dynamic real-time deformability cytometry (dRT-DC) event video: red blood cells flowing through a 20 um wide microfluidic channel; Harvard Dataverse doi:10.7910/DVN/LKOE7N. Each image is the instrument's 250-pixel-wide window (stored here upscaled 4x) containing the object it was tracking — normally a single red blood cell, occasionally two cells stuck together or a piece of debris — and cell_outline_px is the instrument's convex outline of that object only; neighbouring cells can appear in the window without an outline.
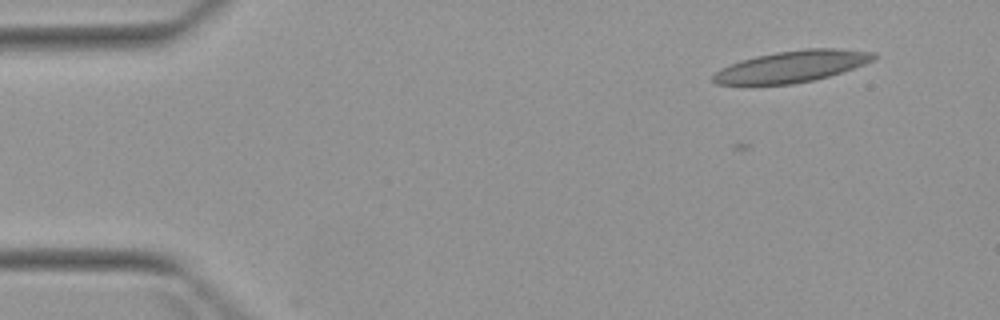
{"species": "Egyptian fruit bat (a non-hibernating species)", "species_latin": "Rousettus aegyptiacus", "temperature_condition": "warm", "stored_images_in_passage": 6, "camera_frame_rate_fps": 3000, "um_per_image_px": 0.085, "animal": {"sex": "female"}, "frame": {"image": 1, "passage_image": 1, "time_ms": 0.0, "image_size_px": [1000, 320], "cell_outline_px": [[880, 56], [864, 64], [816, 80], [792, 84], [752, 88], [716, 84], [712, 80], [712, 76], [720, 68], [740, 60], [756, 56], [776, 52], [804, 48], [832, 48], [876, 52]], "centroid_in_image_um": [67.2, 5.7], "position_along_channel_um": 17.8, "area_um2": 30.52}}
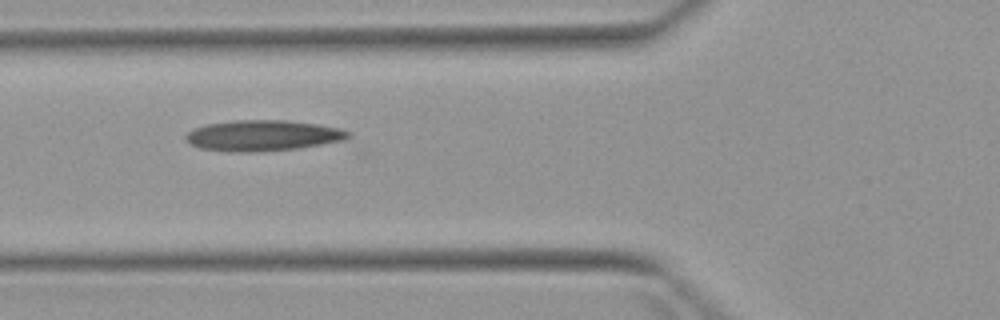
{"frame": {"image": 2, "passage_image": 4, "time_ms": 4.667, "image_size_px": [1000, 320], "cell_outline_px": [[352, 136], [344, 140], [300, 148], [248, 152], [240, 152], [200, 148], [184, 140], [184, 136], [188, 132], [196, 128], [208, 124], [236, 120], [288, 120], [316, 124], [340, 128], [352, 132]], "centroid_in_image_um": [22.39, 11.51], "position_along_channel_um": 103.4, "area_um2": 29.02}}
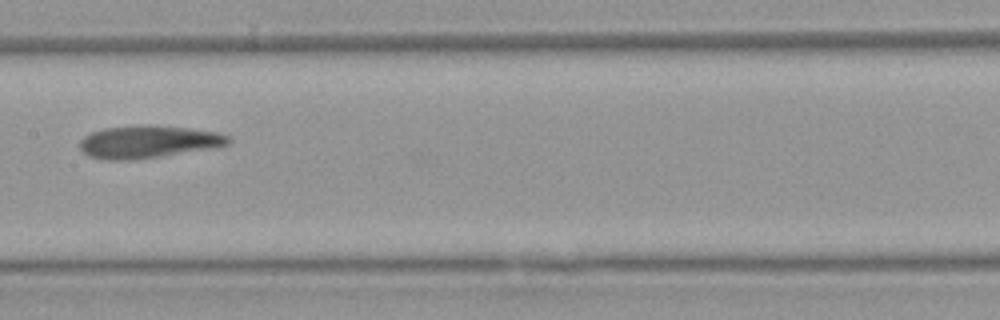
{"frame": {"image": 3, "passage_image": 6, "time_ms": 7.0, "image_size_px": [1000, 320], "cell_outline_px": [[232, 140], [228, 144], [220, 148], [136, 160], [104, 160], [88, 156], [80, 148], [80, 140], [84, 136], [92, 132], [104, 128], [144, 124], [148, 124], [188, 128], [216, 132], [228, 136]], "centroid_in_image_um": [12.64, 12.06], "position_along_channel_um": 194.8, "area_um2": 28.73}}